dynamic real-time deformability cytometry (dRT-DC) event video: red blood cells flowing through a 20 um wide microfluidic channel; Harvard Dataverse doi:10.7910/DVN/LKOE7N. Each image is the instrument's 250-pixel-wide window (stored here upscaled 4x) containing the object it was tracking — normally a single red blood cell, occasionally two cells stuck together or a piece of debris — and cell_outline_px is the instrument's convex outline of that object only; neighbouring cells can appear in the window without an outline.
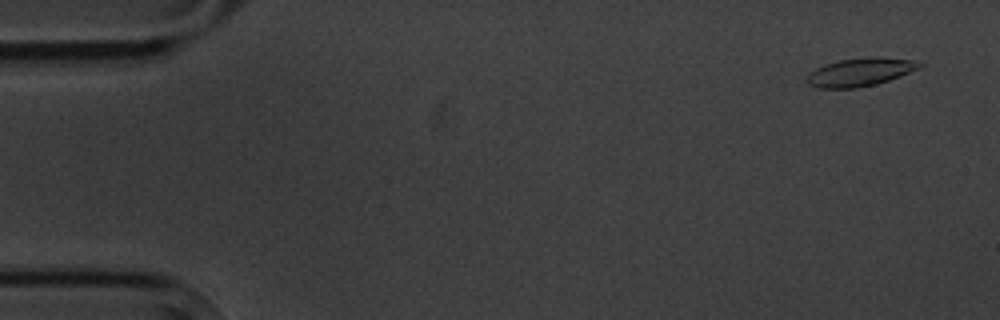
{"species": "common noctule bat (a hibernating species)", "species_latin": "Nyctalus noctula", "temperature_condition": "cold", "stored_images_in_passage": 5, "camera_frame_rate_fps": 3000, "um_per_image_px": 0.085, "animal": {"sex": "male", "body_mass_g": 20.1, "forearm_length_mm": 53.5}, "frame": {"image": 1, "passage_image": 1, "time_ms": 0.0, "image_size_px": [1000, 320], "cell_outline_px": [[924, 64], [920, 68], [900, 76], [876, 84], [856, 88], [816, 88], [808, 84], [804, 80], [808, 72], [824, 64], [840, 60], [872, 56], [880, 56], [912, 60]], "centroid_in_image_um": [73.07, 6.12], "position_along_channel_um": 11.9, "area_um2": 18.73}}